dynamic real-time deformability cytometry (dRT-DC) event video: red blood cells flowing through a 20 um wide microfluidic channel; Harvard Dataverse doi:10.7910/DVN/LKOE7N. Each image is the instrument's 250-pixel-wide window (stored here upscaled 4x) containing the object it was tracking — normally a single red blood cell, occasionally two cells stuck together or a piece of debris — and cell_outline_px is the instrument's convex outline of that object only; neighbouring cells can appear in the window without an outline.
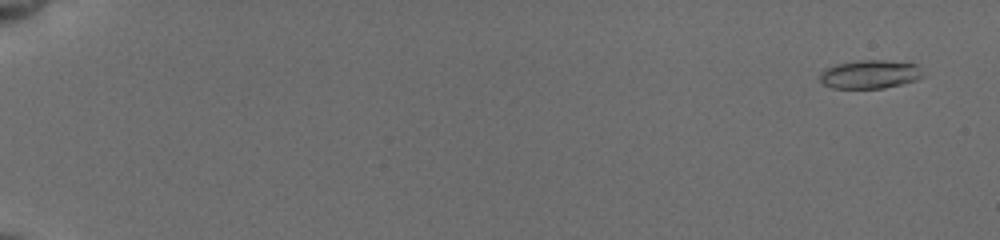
{"species": "common noctule bat (a hibernating species)", "species_latin": "Nyctalus noctula", "temperature_condition": "cold", "stored_images_in_passage": 33, "camera_frame_rate_fps": 3000, "um_per_image_px": 0.085, "animal": {"sex": "female", "body_mass_g": 19.5, "forearm_length_mm": 54.1}, "frame": {"image": 1, "passage_image": 2, "time_ms": 0.667, "image_size_px": [1000, 240], "cell_outline_px": [[924, 76], [916, 80], [884, 88], [832, 88], [824, 84], [820, 80], [820, 72], [824, 68], [836, 64], [860, 60], [884, 60], [916, 64]], "centroid_in_image_um": [73.91, 6.31], "position_along_channel_um": 11.1, "area_um2": 17.05}}
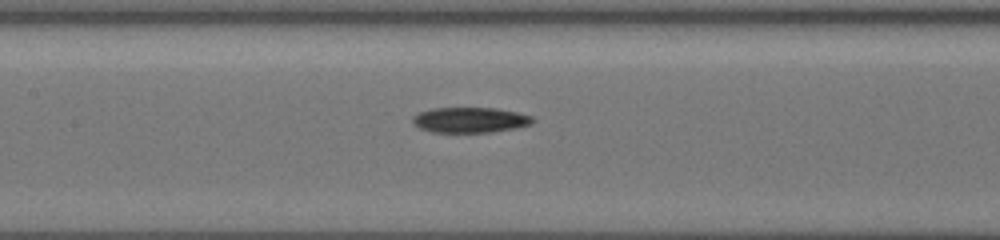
{"frame": {"image": 2, "passage_image": 15, "time_ms": 9.667, "image_size_px": [1000, 240], "cell_outline_px": [[536, 120], [532, 124], [516, 128], [488, 132], [436, 132], [420, 128], [412, 120], [420, 112], [432, 108], [496, 108], [516, 112], [532, 116]], "centroid_in_image_um": [40.02, 10.19], "position_along_channel_um": 167.4, "area_um2": 17.51}}
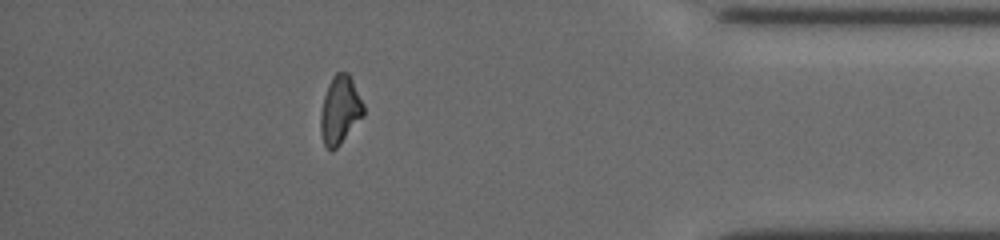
{"frame": {"image": 3, "passage_image": 29, "time_ms": 16.667, "image_size_px": [1000, 240], "cell_outline_px": [[364, 116], [340, 144], [332, 152], [324, 144], [320, 132], [320, 112], [324, 96], [328, 84], [332, 76], [336, 72], [348, 72], [364, 104]], "centroid_in_image_um": [28.89, 9.36], "position_along_channel_um": 406.3, "area_um2": 17.17}}